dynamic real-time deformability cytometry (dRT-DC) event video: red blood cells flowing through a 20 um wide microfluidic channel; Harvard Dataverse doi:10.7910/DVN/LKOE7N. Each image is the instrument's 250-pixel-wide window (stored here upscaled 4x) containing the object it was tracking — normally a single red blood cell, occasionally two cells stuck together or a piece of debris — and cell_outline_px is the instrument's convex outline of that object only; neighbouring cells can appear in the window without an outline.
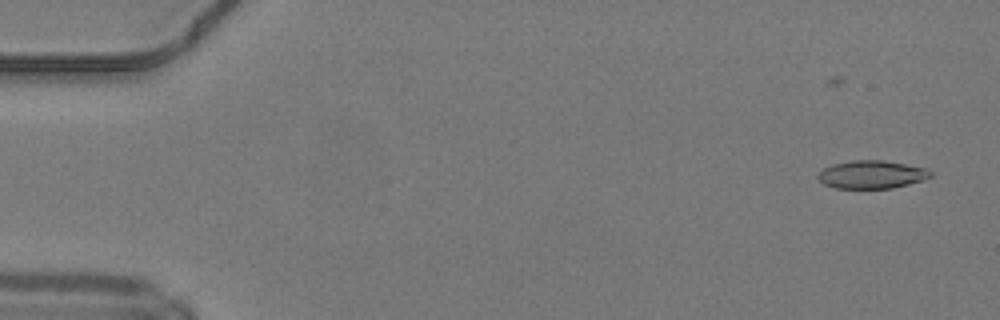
{"species": "common noctule bat (a hibernating species)", "species_latin": "Nyctalus noctula", "temperature_condition": "warm", "stored_images_in_passage": 39, "camera_frame_rate_fps": 3000, "um_per_image_px": 0.085, "animal": {"sex": "male", "body_mass_g": 19.2, "forearm_length_mm": 51.8}, "frame": {"image": 1, "passage_image": 2, "time_ms": 0.333, "image_size_px": [1000, 320], "cell_outline_px": [[932, 176], [924, 180], [892, 188], [836, 188], [824, 184], [816, 176], [824, 168], [832, 164], [852, 160], [884, 160], [928, 168], [932, 172]], "centroid_in_image_um": [74.12, 14.82], "position_along_channel_um": 10.9, "area_um2": 18.44}}
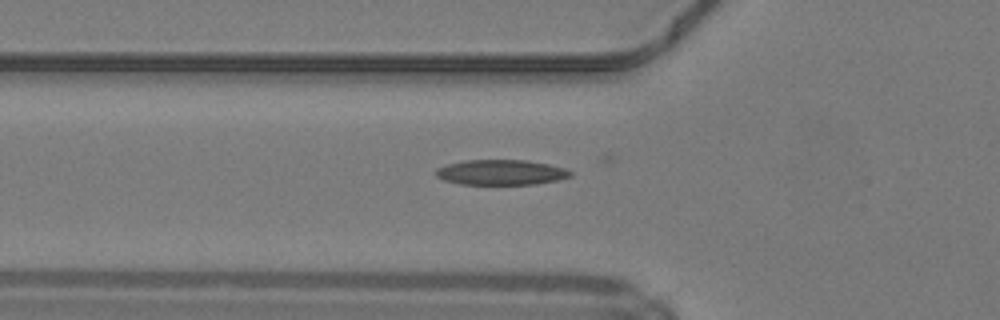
{"frame": {"image": 2, "passage_image": 17, "time_ms": 5.333, "image_size_px": [1000, 320], "cell_outline_px": [[572, 176], [556, 180], [536, 184], [460, 184], [444, 180], [436, 176], [436, 168], [448, 164], [464, 160], [528, 160], [548, 164], [564, 168], [572, 172]], "centroid_in_image_um": [42.58, 14.64], "position_along_channel_um": 83.2, "area_um2": 19.71}}
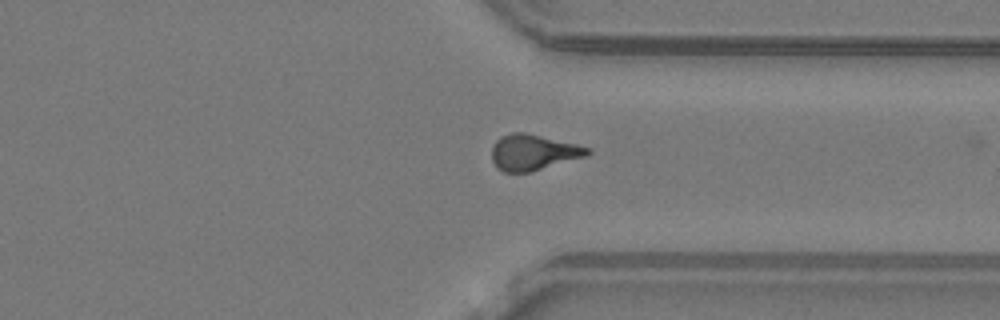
{"frame": {"image": 3, "passage_image": 37, "time_ms": 12.0, "image_size_px": [1000, 320], "cell_outline_px": [[592, 152], [588, 156], [532, 172], [504, 172], [496, 168], [492, 160], [492, 144], [500, 136], [512, 132], [524, 132], [576, 144], [592, 148]], "centroid_in_image_um": [45.34, 12.96], "position_along_channel_um": 366.1, "area_um2": 20.29}}